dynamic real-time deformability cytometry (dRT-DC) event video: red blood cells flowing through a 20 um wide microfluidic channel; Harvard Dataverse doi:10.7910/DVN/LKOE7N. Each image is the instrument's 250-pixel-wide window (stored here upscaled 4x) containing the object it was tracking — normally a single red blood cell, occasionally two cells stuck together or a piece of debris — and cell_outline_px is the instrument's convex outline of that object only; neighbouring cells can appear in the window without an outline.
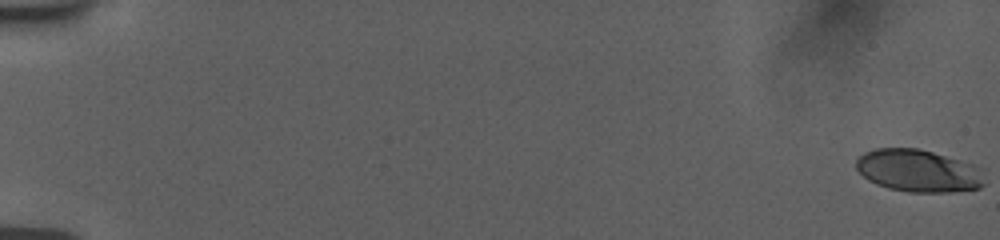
{"species": "human", "species_latin": "Homo sapiens", "temperature_condition": "room temperature", "stored_images_in_passage": 57, "camera_frame_rate_fps": 3000, "um_per_image_px": 0.085, "donor": {"sex": "female"}, "frame": {"image": 1, "passage_image": 1, "time_ms": 0.0, "image_size_px": [1000, 240], "cell_outline_px": [[984, 184], [980, 188], [952, 192], [908, 192], [888, 188], [876, 184], [868, 180], [856, 168], [856, 160], [864, 152], [876, 148], [916, 148], [932, 152], [960, 160], [984, 168]], "centroid_in_image_um": [78.09, 14.52], "position_along_channel_um": 6.9, "area_um2": 31.91}}
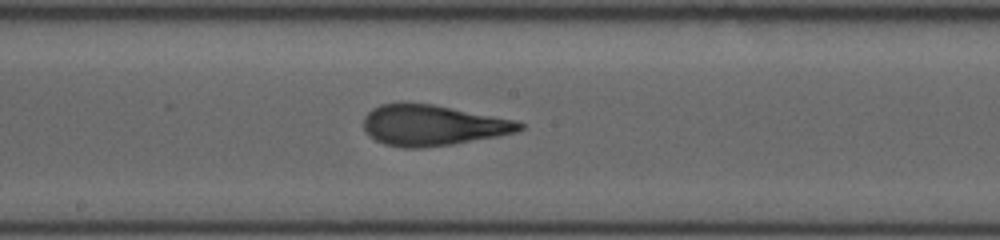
{"frame": {"image": 2, "passage_image": 33, "time_ms": 10.667, "image_size_px": [1000, 240], "cell_outline_px": [[524, 128], [516, 132], [500, 136], [452, 144], [420, 148], [404, 148], [384, 144], [368, 136], [364, 132], [364, 116], [372, 108], [380, 104], [432, 104], [516, 120], [524, 124]], "centroid_in_image_um": [36.77, 10.66], "position_along_channel_um": 211.4, "area_um2": 36.88}}
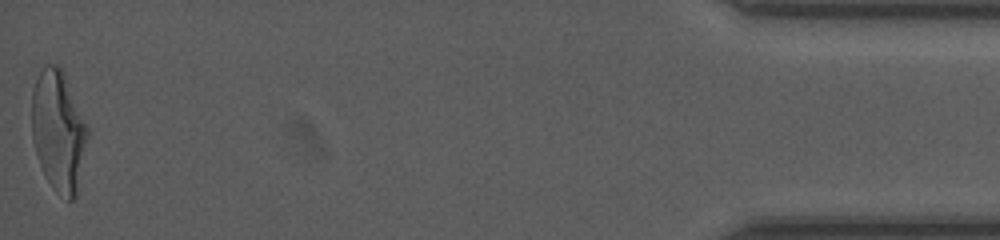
{"frame": {"image": 3, "passage_image": 57, "time_ms": 18.667, "image_size_px": [1000, 240], "cell_outline_px": [[88, 136], [76, 196], [72, 200], [68, 200], [56, 192], [44, 176], [36, 156], [32, 140], [32, 88], [40, 72], [48, 64], [56, 64], [64, 72], [88, 128]], "centroid_in_image_um": [4.95, 11.15], "position_along_channel_um": 430.2, "area_um2": 39.19}, "authors_computed_cell_mechanics": {"area_um2": 36.3562, "velocity_mm_per_s": 3.7788, "shape_relaxation_time_tau1_ms": 5.3846, "shape_relaxation_time_tau2_ms": 1.1605, "deformation_change_tau1": 0.2296, "deformation_change_tau2": 0.0998}}